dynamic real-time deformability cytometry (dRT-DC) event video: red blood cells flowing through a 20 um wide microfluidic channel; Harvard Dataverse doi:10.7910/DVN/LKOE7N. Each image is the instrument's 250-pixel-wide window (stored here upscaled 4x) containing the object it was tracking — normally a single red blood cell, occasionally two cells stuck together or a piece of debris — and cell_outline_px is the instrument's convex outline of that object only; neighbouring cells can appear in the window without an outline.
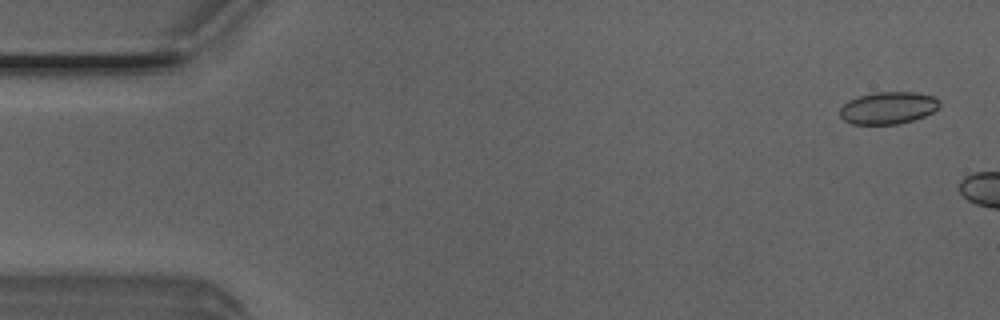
{"species": "Egyptian fruit bat (a non-hibernating species)", "species_latin": "Rousettus aegyptiacus", "temperature_condition": "room temperature", "stored_images_in_passage": 6, "camera_frame_rate_fps": 3000, "um_per_image_px": 0.085, "animal": {"sex": "male"}, "frame": {"image": 1, "passage_image": 2, "time_ms": 0.333, "image_size_px": [1000, 320], "cell_outline_px": [[940, 104], [932, 112], [924, 116], [912, 120], [896, 124], [852, 124], [844, 120], [840, 116], [840, 108], [848, 100], [872, 92], [916, 92], [932, 96], [940, 100]], "centroid_in_image_um": [75.47, 9.16], "position_along_channel_um": 9.5, "area_um2": 18.61}}